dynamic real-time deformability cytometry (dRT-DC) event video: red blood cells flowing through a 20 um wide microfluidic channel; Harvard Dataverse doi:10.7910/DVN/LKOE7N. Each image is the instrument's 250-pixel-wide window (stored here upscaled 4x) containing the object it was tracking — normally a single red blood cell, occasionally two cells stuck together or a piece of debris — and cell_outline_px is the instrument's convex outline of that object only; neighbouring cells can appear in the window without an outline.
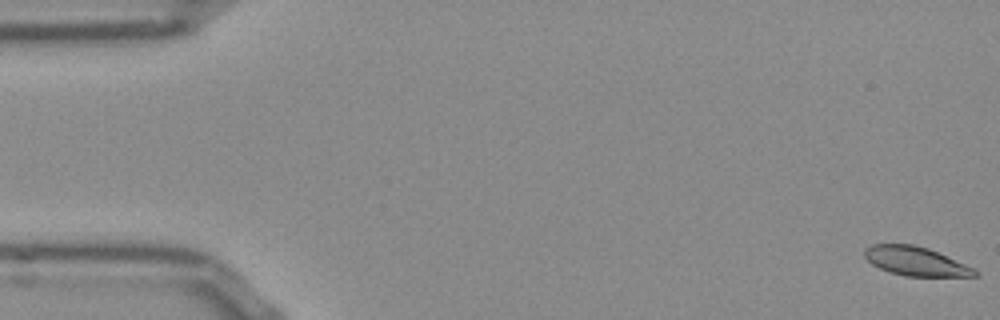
{"species": "Egyptian fruit bat (a non-hibernating species)", "species_latin": "Rousettus aegyptiacus", "temperature_condition": "room temperature", "stored_images_in_passage": 25, "camera_frame_rate_fps": 3000, "um_per_image_px": 0.085, "frame": {"image": 1, "passage_image": 1, "time_ms": 0.0, "image_size_px": [1000, 320], "cell_outline_px": [[980, 276], [904, 276], [888, 272], [872, 264], [864, 256], [864, 248], [872, 244], [912, 244], [928, 248], [976, 268], [980, 272]], "centroid_in_image_um": [77.86, 22.21], "position_along_channel_um": 7.1, "area_um2": 18.79}}
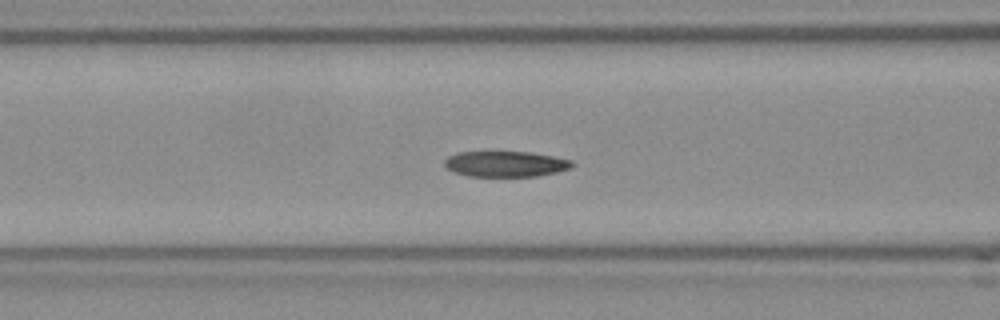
{"frame": {"image": 2, "passage_image": 21, "time_ms": 6.667, "image_size_px": [1000, 320], "cell_outline_px": [[576, 164], [572, 168], [556, 172], [536, 176], [468, 176], [456, 172], [448, 168], [444, 164], [444, 160], [448, 156], [456, 152], [528, 152], [552, 156], [572, 160]], "centroid_in_image_um": [43.0, 13.93], "position_along_channel_um": 123.6, "area_um2": 19.02}}
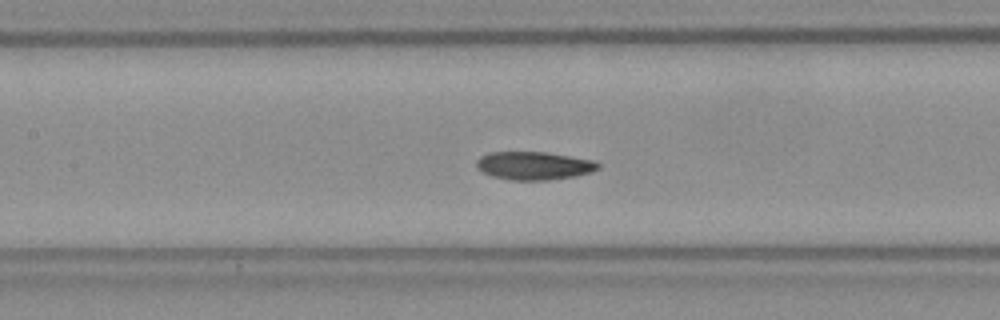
{"frame": {"image": 3, "passage_image": 24, "time_ms": 7.667, "image_size_px": [1000, 320], "cell_outline_px": [[600, 168], [592, 172], [576, 176], [548, 180], [512, 180], [492, 176], [484, 172], [476, 164], [476, 160], [480, 156], [488, 152], [548, 152], [592, 160], [600, 164]], "centroid_in_image_um": [45.41, 14.08], "position_along_channel_um": 162.0, "area_um2": 19.94}}